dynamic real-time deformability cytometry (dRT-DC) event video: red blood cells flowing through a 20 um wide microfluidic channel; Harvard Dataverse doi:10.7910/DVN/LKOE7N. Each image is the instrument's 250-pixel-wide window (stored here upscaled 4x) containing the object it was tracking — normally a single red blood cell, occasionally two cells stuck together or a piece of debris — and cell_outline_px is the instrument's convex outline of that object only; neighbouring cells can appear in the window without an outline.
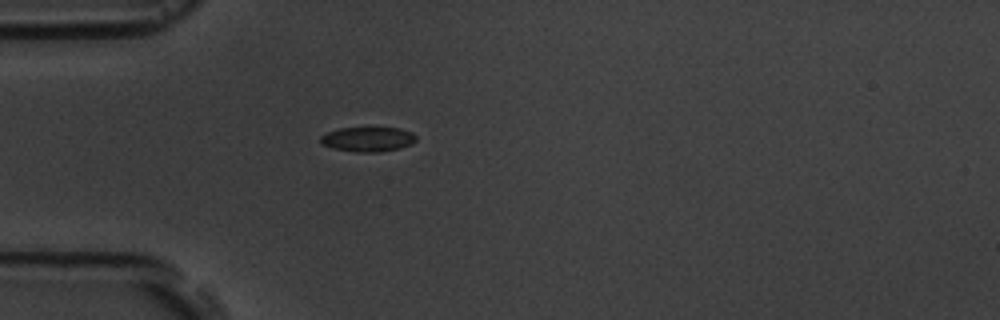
{"species": "common noctule bat (a hibernating species)", "species_latin": "Nyctalus noctula", "temperature_condition": "room temperature", "stored_images_in_passage": 1, "camera_frame_rate_fps": 3000, "um_per_image_px": 0.085, "animal": {"sex": "male", "body_mass_g": 19.5, "forearm_length_mm": 54.6}, "frame": {"image": 1, "passage_image": 1, "time_ms": 0.0, "image_size_px": [1000, 320], "cell_outline_px": [[416, 140], [412, 144], [400, 148], [380, 152], [356, 152], [332, 148], [320, 144], [320, 136], [328, 132], [340, 128], [400, 128], [412, 132], [416, 136]], "centroid_in_image_um": [31.27, 11.84], "position_along_channel_um": 53.7, "area_um2": 13.81}}